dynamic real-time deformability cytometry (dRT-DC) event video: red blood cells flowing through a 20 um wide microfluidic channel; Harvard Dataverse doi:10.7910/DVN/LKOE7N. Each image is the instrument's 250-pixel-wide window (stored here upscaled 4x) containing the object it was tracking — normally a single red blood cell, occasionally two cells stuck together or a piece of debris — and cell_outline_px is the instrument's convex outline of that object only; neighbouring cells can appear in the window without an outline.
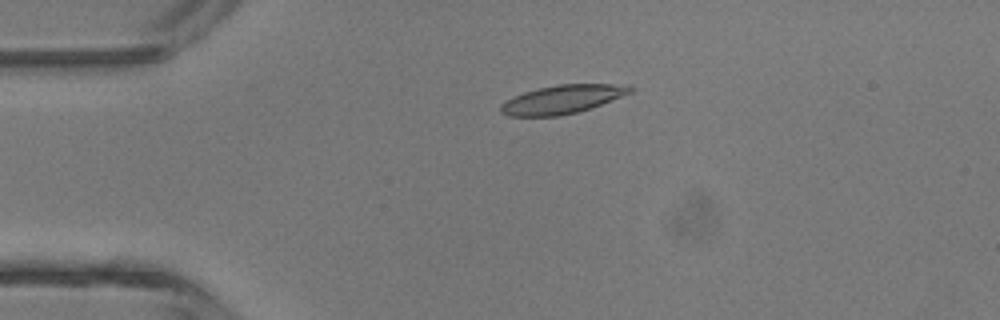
{"species": "common noctule bat (a hibernating species)", "species_latin": "Nyctalus noctula", "temperature_condition": "room temperature", "stored_images_in_passage": 6, "camera_frame_rate_fps": 3000, "um_per_image_px": 0.085, "animal": {"sex": "male", "body_mass_g": 13.3}, "frame": {"image": 1, "passage_image": 4, "time_ms": 3.333, "image_size_px": [1000, 320], "cell_outline_px": [[636, 88], [632, 92], [600, 104], [576, 112], [556, 116], [508, 116], [500, 112], [500, 104], [524, 92], [540, 88], [560, 84], [632, 84]], "centroid_in_image_um": [47.83, 8.43], "position_along_channel_um": 37.2, "area_um2": 21.27}}
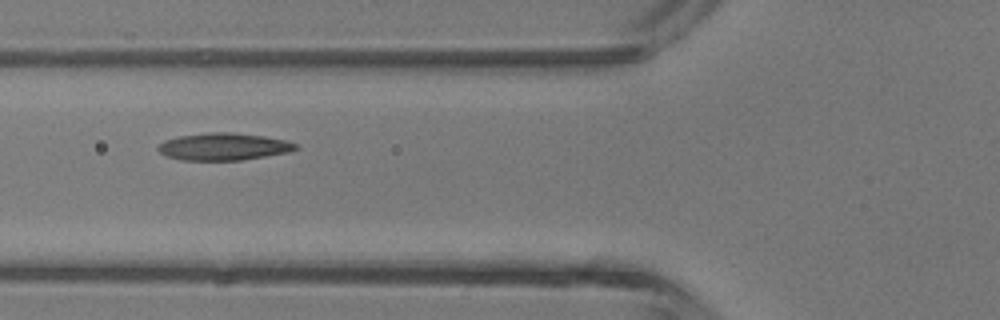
{"frame": {"image": 2, "passage_image": 6, "time_ms": 5.667, "image_size_px": [1000, 320], "cell_outline_px": [[300, 148], [288, 152], [240, 160], [180, 160], [168, 156], [160, 152], [156, 148], [164, 140], [180, 136], [212, 132], [232, 132], [264, 136], [284, 140], [300, 144]], "centroid_in_image_um": [19.03, 12.46], "position_along_channel_um": 106.8, "area_um2": 21.73}}